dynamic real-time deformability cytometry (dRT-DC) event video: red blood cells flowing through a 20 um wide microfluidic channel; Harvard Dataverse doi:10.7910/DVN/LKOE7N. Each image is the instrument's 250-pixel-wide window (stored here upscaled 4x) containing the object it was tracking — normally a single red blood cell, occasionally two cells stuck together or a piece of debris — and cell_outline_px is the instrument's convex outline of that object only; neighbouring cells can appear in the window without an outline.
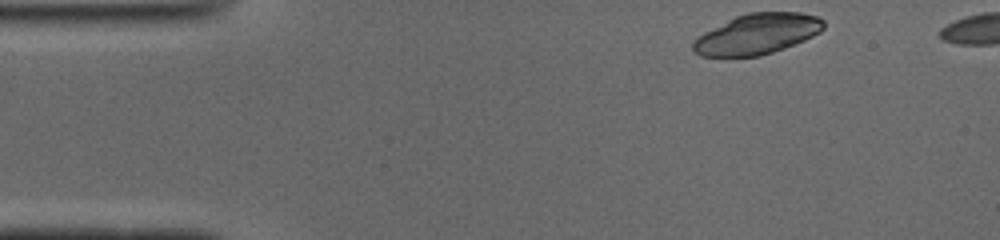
{"species": "common noctule bat (a hibernating species)", "species_latin": "Nyctalus noctula", "temperature_condition": "cold", "stored_images_in_passage": 43, "camera_frame_rate_fps": 3000, "um_per_image_px": 0.085, "animal": {"sex": "male", "body_mass_g": 19.0, "forearm_length_mm": 50.8}, "frame": {"image": 1, "passage_image": 1, "time_ms": 0.0, "image_size_px": [1000, 240], "cell_outline_px": [[824, 28], [820, 32], [804, 40], [772, 52], [760, 56], [700, 56], [692, 48], [692, 44], [704, 32], [736, 16], [748, 12], [800, 12], [816, 16], [824, 20]], "centroid_in_image_um": [64.38, 2.88], "position_along_channel_um": 20.6, "area_um2": 30.4}}